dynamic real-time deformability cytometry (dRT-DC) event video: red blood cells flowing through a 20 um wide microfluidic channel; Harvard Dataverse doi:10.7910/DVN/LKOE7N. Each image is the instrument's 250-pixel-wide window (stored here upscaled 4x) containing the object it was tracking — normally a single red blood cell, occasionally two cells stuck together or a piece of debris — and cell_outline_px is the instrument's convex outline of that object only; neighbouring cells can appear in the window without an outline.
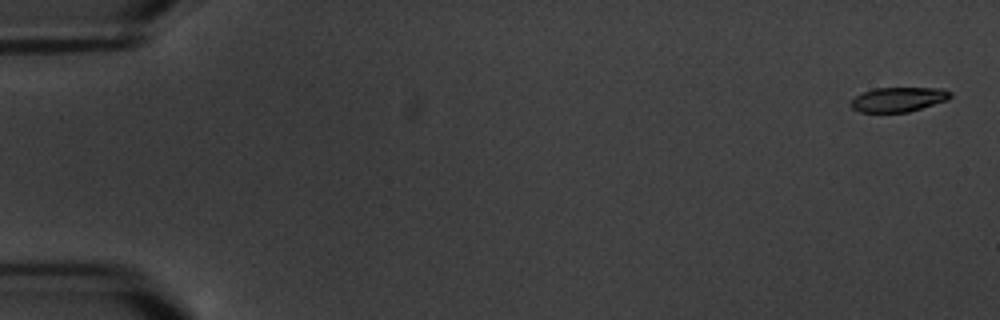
{"species": "common noctule bat (a hibernating species)", "species_latin": "Nyctalus noctula", "temperature_condition": "warm", "stored_images_in_passage": 4, "camera_frame_rate_fps": 3000, "um_per_image_px": 0.085, "animal": {"sex": "male", "body_mass_g": 20.1, "forearm_length_mm": 53.5}, "frame": {"image": 1, "passage_image": 1, "time_ms": 0.0, "image_size_px": [1000, 320], "cell_outline_px": [[952, 96], [948, 100], [908, 112], [860, 112], [852, 108], [848, 104], [856, 96], [864, 92], [876, 88], [940, 88], [952, 92]], "centroid_in_image_um": [76.37, 8.45], "position_along_channel_um": 8.6, "area_um2": 14.22}}